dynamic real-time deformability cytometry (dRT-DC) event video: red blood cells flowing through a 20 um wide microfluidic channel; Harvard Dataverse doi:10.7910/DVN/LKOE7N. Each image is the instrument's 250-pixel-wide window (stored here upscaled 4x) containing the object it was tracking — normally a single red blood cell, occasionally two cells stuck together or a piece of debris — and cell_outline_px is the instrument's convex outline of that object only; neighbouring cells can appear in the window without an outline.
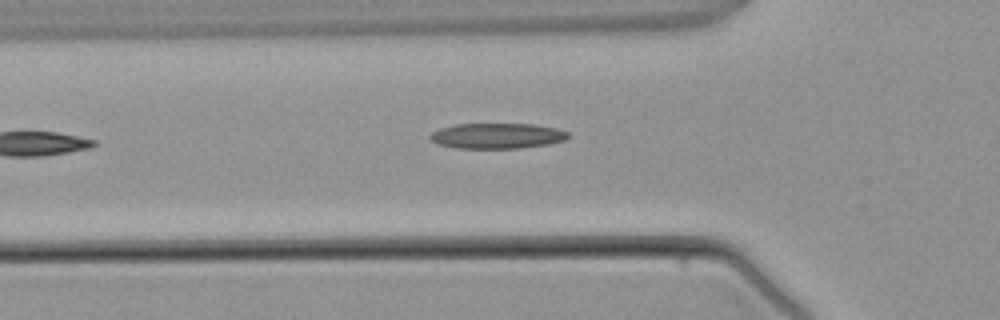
{"species": "common noctule bat (a hibernating species)", "species_latin": "Nyctalus noctula", "temperature_condition": "warm", "stored_images_in_passage": 3, "camera_frame_rate_fps": 3000, "um_per_image_px": 0.085, "animal": {"sex": "male", "body_mass_g": 21.5, "forearm_length_mm": 52.0}, "frame": {"image": 1, "passage_image": 3, "time_ms": 4.333, "image_size_px": [1000, 320], "cell_outline_px": [[568, 136], [564, 140], [548, 144], [520, 148], [456, 148], [436, 144], [428, 136], [432, 132], [440, 128], [456, 124], [532, 124], [556, 128], [568, 132]], "centroid_in_image_um": [42.21, 11.55], "position_along_channel_um": 83.6, "area_um2": 20.4}}